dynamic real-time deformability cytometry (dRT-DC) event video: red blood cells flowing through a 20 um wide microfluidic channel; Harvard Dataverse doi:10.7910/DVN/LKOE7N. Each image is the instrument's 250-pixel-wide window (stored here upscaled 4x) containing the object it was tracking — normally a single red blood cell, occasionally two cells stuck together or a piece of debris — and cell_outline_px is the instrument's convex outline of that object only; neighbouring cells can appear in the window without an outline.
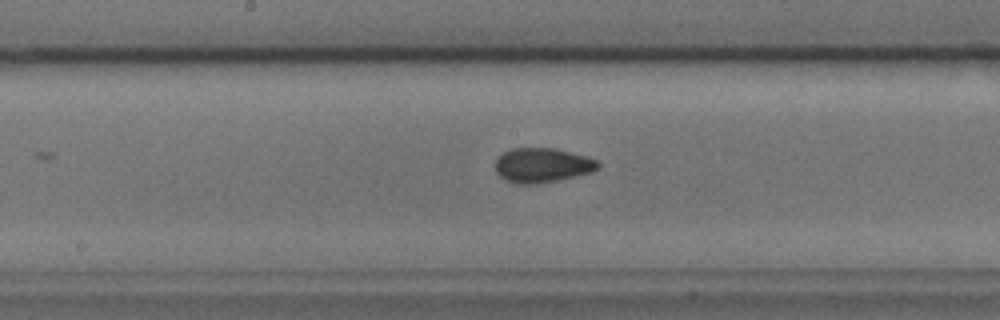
{"species": "common noctule bat (a hibernating species)", "species_latin": "Nyctalus noctula", "temperature_condition": "cold", "stored_images_in_passage": 17, "camera_frame_rate_fps": 3000, "um_per_image_px": 0.085, "animal": {"sex": "male", "body_mass_g": 17.9, "forearm_length_mm": 54.2}, "frame": {"image": 1, "passage_image": 12, "time_ms": 3.667, "image_size_px": [1000, 320], "cell_outline_px": [[600, 164], [592, 172], [556, 180], [536, 184], [516, 184], [504, 180], [496, 172], [496, 160], [504, 152], [512, 148], [556, 148], [588, 156], [596, 160]], "centroid_in_image_um": [46.08, 14.04], "position_along_channel_um": 202.1, "area_um2": 20.63}}